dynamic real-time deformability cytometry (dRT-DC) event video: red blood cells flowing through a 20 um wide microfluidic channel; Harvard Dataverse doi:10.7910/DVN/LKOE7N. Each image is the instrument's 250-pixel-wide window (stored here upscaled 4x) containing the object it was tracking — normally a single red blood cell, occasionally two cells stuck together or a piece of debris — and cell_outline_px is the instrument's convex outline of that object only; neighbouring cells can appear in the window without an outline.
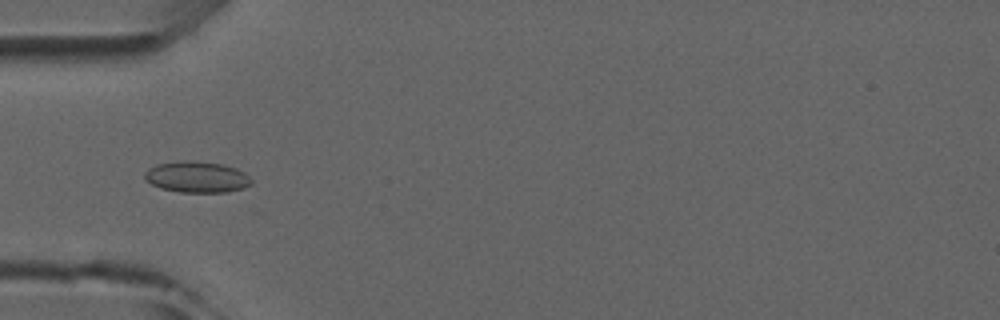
{"species": "common noctule bat (a hibernating species)", "species_latin": "Nyctalus noctula", "temperature_condition": "room temperature", "stored_images_in_passage": 4, "camera_frame_rate_fps": 3000, "um_per_image_px": 0.085, "animal": {"sex": "male", "forearm_length_mm": 52.5}, "frame": {"image": 1, "passage_image": 4, "time_ms": 3.333, "image_size_px": [1000, 320], "cell_outline_px": [[252, 184], [244, 188], [228, 192], [180, 192], [160, 188], [144, 180], [144, 172], [148, 168], [156, 164], [184, 160], [224, 164], [236, 168], [244, 172], [252, 180]], "centroid_in_image_um": [16.72, 15.04], "position_along_channel_um": 68.3, "area_um2": 19.54}}